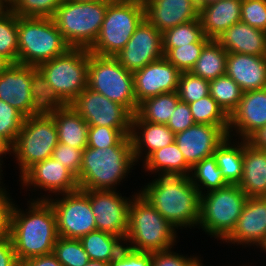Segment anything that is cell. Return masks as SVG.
<instances>
[{"instance_id": "1", "label": "cell", "mask_w": 266, "mask_h": 266, "mask_svg": "<svg viewBox=\"0 0 266 266\" xmlns=\"http://www.w3.org/2000/svg\"><path fill=\"white\" fill-rule=\"evenodd\" d=\"M144 183L139 193L176 230L197 228L200 219L201 194L186 175H155Z\"/></svg>"}, {"instance_id": "2", "label": "cell", "mask_w": 266, "mask_h": 266, "mask_svg": "<svg viewBox=\"0 0 266 266\" xmlns=\"http://www.w3.org/2000/svg\"><path fill=\"white\" fill-rule=\"evenodd\" d=\"M27 209L14 205L10 237L20 262L53 252L58 239L56 215L47 200H28Z\"/></svg>"}, {"instance_id": "3", "label": "cell", "mask_w": 266, "mask_h": 266, "mask_svg": "<svg viewBox=\"0 0 266 266\" xmlns=\"http://www.w3.org/2000/svg\"><path fill=\"white\" fill-rule=\"evenodd\" d=\"M89 50L69 48L65 53L39 64V93L43 104L68 105L86 87Z\"/></svg>"}, {"instance_id": "4", "label": "cell", "mask_w": 266, "mask_h": 266, "mask_svg": "<svg viewBox=\"0 0 266 266\" xmlns=\"http://www.w3.org/2000/svg\"><path fill=\"white\" fill-rule=\"evenodd\" d=\"M136 165L132 146L86 147L77 177L79 189L117 190Z\"/></svg>"}, {"instance_id": "5", "label": "cell", "mask_w": 266, "mask_h": 266, "mask_svg": "<svg viewBox=\"0 0 266 266\" xmlns=\"http://www.w3.org/2000/svg\"><path fill=\"white\" fill-rule=\"evenodd\" d=\"M177 231L139 192L132 198L124 240L127 248L145 253L175 248L180 238Z\"/></svg>"}, {"instance_id": "6", "label": "cell", "mask_w": 266, "mask_h": 266, "mask_svg": "<svg viewBox=\"0 0 266 266\" xmlns=\"http://www.w3.org/2000/svg\"><path fill=\"white\" fill-rule=\"evenodd\" d=\"M109 1L63 0L52 20L72 48L90 49L97 40Z\"/></svg>"}, {"instance_id": "7", "label": "cell", "mask_w": 266, "mask_h": 266, "mask_svg": "<svg viewBox=\"0 0 266 266\" xmlns=\"http://www.w3.org/2000/svg\"><path fill=\"white\" fill-rule=\"evenodd\" d=\"M69 48L52 18L18 16V64L37 67Z\"/></svg>"}, {"instance_id": "8", "label": "cell", "mask_w": 266, "mask_h": 266, "mask_svg": "<svg viewBox=\"0 0 266 266\" xmlns=\"http://www.w3.org/2000/svg\"><path fill=\"white\" fill-rule=\"evenodd\" d=\"M247 198L238 185L203 193L197 228L223 242L234 230Z\"/></svg>"}, {"instance_id": "9", "label": "cell", "mask_w": 266, "mask_h": 266, "mask_svg": "<svg viewBox=\"0 0 266 266\" xmlns=\"http://www.w3.org/2000/svg\"><path fill=\"white\" fill-rule=\"evenodd\" d=\"M143 19L142 0H109L99 36L89 52L114 57L126 46Z\"/></svg>"}, {"instance_id": "10", "label": "cell", "mask_w": 266, "mask_h": 266, "mask_svg": "<svg viewBox=\"0 0 266 266\" xmlns=\"http://www.w3.org/2000/svg\"><path fill=\"white\" fill-rule=\"evenodd\" d=\"M57 144L56 125L46 110L25 118L11 154L17 162L19 178L34 164L52 157Z\"/></svg>"}, {"instance_id": "11", "label": "cell", "mask_w": 266, "mask_h": 266, "mask_svg": "<svg viewBox=\"0 0 266 266\" xmlns=\"http://www.w3.org/2000/svg\"><path fill=\"white\" fill-rule=\"evenodd\" d=\"M87 87L109 100L125 106L133 115L138 103L134 93V76L113 56L89 52Z\"/></svg>"}, {"instance_id": "12", "label": "cell", "mask_w": 266, "mask_h": 266, "mask_svg": "<svg viewBox=\"0 0 266 266\" xmlns=\"http://www.w3.org/2000/svg\"><path fill=\"white\" fill-rule=\"evenodd\" d=\"M0 99L18 110L25 118L43 112L35 66L11 64L0 75Z\"/></svg>"}, {"instance_id": "13", "label": "cell", "mask_w": 266, "mask_h": 266, "mask_svg": "<svg viewBox=\"0 0 266 266\" xmlns=\"http://www.w3.org/2000/svg\"><path fill=\"white\" fill-rule=\"evenodd\" d=\"M54 197L47 201L56 215L58 237L80 239L97 230L90 198L84 190L78 189Z\"/></svg>"}, {"instance_id": "14", "label": "cell", "mask_w": 266, "mask_h": 266, "mask_svg": "<svg viewBox=\"0 0 266 266\" xmlns=\"http://www.w3.org/2000/svg\"><path fill=\"white\" fill-rule=\"evenodd\" d=\"M70 105L89 126H102L122 130L131 135L133 114L123 105L109 100L86 87Z\"/></svg>"}, {"instance_id": "15", "label": "cell", "mask_w": 266, "mask_h": 266, "mask_svg": "<svg viewBox=\"0 0 266 266\" xmlns=\"http://www.w3.org/2000/svg\"><path fill=\"white\" fill-rule=\"evenodd\" d=\"M19 179L18 181L23 187L21 189L32 190L31 197L33 196L32 192L37 190L38 193L42 192L38 194V196L41 194L40 197L36 198L35 193L34 198H30V200H48L54 195L70 193L79 189L77 177L52 157L34 164Z\"/></svg>"}, {"instance_id": "16", "label": "cell", "mask_w": 266, "mask_h": 266, "mask_svg": "<svg viewBox=\"0 0 266 266\" xmlns=\"http://www.w3.org/2000/svg\"><path fill=\"white\" fill-rule=\"evenodd\" d=\"M84 191L89 195L97 230L124 241L128 232L131 200L139 190L130 197L122 196L118 190Z\"/></svg>"}, {"instance_id": "17", "label": "cell", "mask_w": 266, "mask_h": 266, "mask_svg": "<svg viewBox=\"0 0 266 266\" xmlns=\"http://www.w3.org/2000/svg\"><path fill=\"white\" fill-rule=\"evenodd\" d=\"M164 57L163 33L145 18L137 26L126 46L114 58L132 73Z\"/></svg>"}, {"instance_id": "18", "label": "cell", "mask_w": 266, "mask_h": 266, "mask_svg": "<svg viewBox=\"0 0 266 266\" xmlns=\"http://www.w3.org/2000/svg\"><path fill=\"white\" fill-rule=\"evenodd\" d=\"M228 137V126L195 124L175 134V143L192 168L196 163L214 154Z\"/></svg>"}, {"instance_id": "19", "label": "cell", "mask_w": 266, "mask_h": 266, "mask_svg": "<svg viewBox=\"0 0 266 266\" xmlns=\"http://www.w3.org/2000/svg\"><path fill=\"white\" fill-rule=\"evenodd\" d=\"M222 243L259 250L266 245V197L247 198L234 230Z\"/></svg>"}, {"instance_id": "20", "label": "cell", "mask_w": 266, "mask_h": 266, "mask_svg": "<svg viewBox=\"0 0 266 266\" xmlns=\"http://www.w3.org/2000/svg\"><path fill=\"white\" fill-rule=\"evenodd\" d=\"M181 72L165 57L133 73L137 103L163 93L176 92Z\"/></svg>"}, {"instance_id": "21", "label": "cell", "mask_w": 266, "mask_h": 266, "mask_svg": "<svg viewBox=\"0 0 266 266\" xmlns=\"http://www.w3.org/2000/svg\"><path fill=\"white\" fill-rule=\"evenodd\" d=\"M266 125V88L245 91L229 116L228 136L247 140Z\"/></svg>"}, {"instance_id": "22", "label": "cell", "mask_w": 266, "mask_h": 266, "mask_svg": "<svg viewBox=\"0 0 266 266\" xmlns=\"http://www.w3.org/2000/svg\"><path fill=\"white\" fill-rule=\"evenodd\" d=\"M144 18L161 33L177 25L198 19L196 0H142Z\"/></svg>"}, {"instance_id": "23", "label": "cell", "mask_w": 266, "mask_h": 266, "mask_svg": "<svg viewBox=\"0 0 266 266\" xmlns=\"http://www.w3.org/2000/svg\"><path fill=\"white\" fill-rule=\"evenodd\" d=\"M227 76L232 78L243 92L266 88V56L228 53Z\"/></svg>"}, {"instance_id": "24", "label": "cell", "mask_w": 266, "mask_h": 266, "mask_svg": "<svg viewBox=\"0 0 266 266\" xmlns=\"http://www.w3.org/2000/svg\"><path fill=\"white\" fill-rule=\"evenodd\" d=\"M130 137L133 155L139 166V163L151 153L175 141V134L167 124H154L147 121H132Z\"/></svg>"}, {"instance_id": "25", "label": "cell", "mask_w": 266, "mask_h": 266, "mask_svg": "<svg viewBox=\"0 0 266 266\" xmlns=\"http://www.w3.org/2000/svg\"><path fill=\"white\" fill-rule=\"evenodd\" d=\"M45 110L54 119L59 143L81 150L87 147L89 125L70 105H49Z\"/></svg>"}, {"instance_id": "26", "label": "cell", "mask_w": 266, "mask_h": 266, "mask_svg": "<svg viewBox=\"0 0 266 266\" xmlns=\"http://www.w3.org/2000/svg\"><path fill=\"white\" fill-rule=\"evenodd\" d=\"M216 40L228 53L266 56V32L242 21L233 24Z\"/></svg>"}, {"instance_id": "27", "label": "cell", "mask_w": 266, "mask_h": 266, "mask_svg": "<svg viewBox=\"0 0 266 266\" xmlns=\"http://www.w3.org/2000/svg\"><path fill=\"white\" fill-rule=\"evenodd\" d=\"M238 186L248 198L266 197V150L243 140V175Z\"/></svg>"}, {"instance_id": "28", "label": "cell", "mask_w": 266, "mask_h": 266, "mask_svg": "<svg viewBox=\"0 0 266 266\" xmlns=\"http://www.w3.org/2000/svg\"><path fill=\"white\" fill-rule=\"evenodd\" d=\"M204 36L216 40L233 24L241 21V0H220L199 9Z\"/></svg>"}, {"instance_id": "29", "label": "cell", "mask_w": 266, "mask_h": 266, "mask_svg": "<svg viewBox=\"0 0 266 266\" xmlns=\"http://www.w3.org/2000/svg\"><path fill=\"white\" fill-rule=\"evenodd\" d=\"M142 164L141 168L151 176L152 174L154 176L157 174L189 176L191 172V167L186 163L184 155L175 142L154 151Z\"/></svg>"}, {"instance_id": "30", "label": "cell", "mask_w": 266, "mask_h": 266, "mask_svg": "<svg viewBox=\"0 0 266 266\" xmlns=\"http://www.w3.org/2000/svg\"><path fill=\"white\" fill-rule=\"evenodd\" d=\"M213 155L225 181L238 185L243 175V140L228 136Z\"/></svg>"}, {"instance_id": "31", "label": "cell", "mask_w": 266, "mask_h": 266, "mask_svg": "<svg viewBox=\"0 0 266 266\" xmlns=\"http://www.w3.org/2000/svg\"><path fill=\"white\" fill-rule=\"evenodd\" d=\"M179 100L177 92L163 93L147 98L139 103L132 121L167 124Z\"/></svg>"}, {"instance_id": "32", "label": "cell", "mask_w": 266, "mask_h": 266, "mask_svg": "<svg viewBox=\"0 0 266 266\" xmlns=\"http://www.w3.org/2000/svg\"><path fill=\"white\" fill-rule=\"evenodd\" d=\"M228 52L217 40L210 39L201 50L191 73L211 81L226 73Z\"/></svg>"}, {"instance_id": "33", "label": "cell", "mask_w": 266, "mask_h": 266, "mask_svg": "<svg viewBox=\"0 0 266 266\" xmlns=\"http://www.w3.org/2000/svg\"><path fill=\"white\" fill-rule=\"evenodd\" d=\"M89 260L109 263L125 247V242L103 231H93L79 239Z\"/></svg>"}, {"instance_id": "34", "label": "cell", "mask_w": 266, "mask_h": 266, "mask_svg": "<svg viewBox=\"0 0 266 266\" xmlns=\"http://www.w3.org/2000/svg\"><path fill=\"white\" fill-rule=\"evenodd\" d=\"M189 177L192 184L197 188L201 195L229 185L225 181L221 169L217 166L214 155L204 158L196 163L191 168Z\"/></svg>"}, {"instance_id": "35", "label": "cell", "mask_w": 266, "mask_h": 266, "mask_svg": "<svg viewBox=\"0 0 266 266\" xmlns=\"http://www.w3.org/2000/svg\"><path fill=\"white\" fill-rule=\"evenodd\" d=\"M209 94L230 116L241 101L243 91L232 78L225 74L209 81Z\"/></svg>"}, {"instance_id": "36", "label": "cell", "mask_w": 266, "mask_h": 266, "mask_svg": "<svg viewBox=\"0 0 266 266\" xmlns=\"http://www.w3.org/2000/svg\"><path fill=\"white\" fill-rule=\"evenodd\" d=\"M0 55L18 64V16L10 8L0 15Z\"/></svg>"}, {"instance_id": "37", "label": "cell", "mask_w": 266, "mask_h": 266, "mask_svg": "<svg viewBox=\"0 0 266 266\" xmlns=\"http://www.w3.org/2000/svg\"><path fill=\"white\" fill-rule=\"evenodd\" d=\"M204 36L202 27L198 19L189 21L163 33V53L164 56L172 49L179 46L196 43Z\"/></svg>"}, {"instance_id": "38", "label": "cell", "mask_w": 266, "mask_h": 266, "mask_svg": "<svg viewBox=\"0 0 266 266\" xmlns=\"http://www.w3.org/2000/svg\"><path fill=\"white\" fill-rule=\"evenodd\" d=\"M189 106L196 124L229 125V116L210 94L195 102L189 103Z\"/></svg>"}, {"instance_id": "39", "label": "cell", "mask_w": 266, "mask_h": 266, "mask_svg": "<svg viewBox=\"0 0 266 266\" xmlns=\"http://www.w3.org/2000/svg\"><path fill=\"white\" fill-rule=\"evenodd\" d=\"M52 253L63 266H85L90 261L79 239L58 237Z\"/></svg>"}, {"instance_id": "40", "label": "cell", "mask_w": 266, "mask_h": 266, "mask_svg": "<svg viewBox=\"0 0 266 266\" xmlns=\"http://www.w3.org/2000/svg\"><path fill=\"white\" fill-rule=\"evenodd\" d=\"M110 146H132L131 137L117 128L89 126L87 147L106 149Z\"/></svg>"}, {"instance_id": "41", "label": "cell", "mask_w": 266, "mask_h": 266, "mask_svg": "<svg viewBox=\"0 0 266 266\" xmlns=\"http://www.w3.org/2000/svg\"><path fill=\"white\" fill-rule=\"evenodd\" d=\"M209 40L203 36L196 43L172 48L164 57L180 72H190L199 58L201 50Z\"/></svg>"}, {"instance_id": "42", "label": "cell", "mask_w": 266, "mask_h": 266, "mask_svg": "<svg viewBox=\"0 0 266 266\" xmlns=\"http://www.w3.org/2000/svg\"><path fill=\"white\" fill-rule=\"evenodd\" d=\"M176 92L181 101L189 104L209 95V81L191 72H181Z\"/></svg>"}, {"instance_id": "43", "label": "cell", "mask_w": 266, "mask_h": 266, "mask_svg": "<svg viewBox=\"0 0 266 266\" xmlns=\"http://www.w3.org/2000/svg\"><path fill=\"white\" fill-rule=\"evenodd\" d=\"M63 0H16L9 8L20 17L52 18Z\"/></svg>"}, {"instance_id": "44", "label": "cell", "mask_w": 266, "mask_h": 266, "mask_svg": "<svg viewBox=\"0 0 266 266\" xmlns=\"http://www.w3.org/2000/svg\"><path fill=\"white\" fill-rule=\"evenodd\" d=\"M24 119L18 110L0 99V133L12 144L22 128Z\"/></svg>"}, {"instance_id": "45", "label": "cell", "mask_w": 266, "mask_h": 266, "mask_svg": "<svg viewBox=\"0 0 266 266\" xmlns=\"http://www.w3.org/2000/svg\"><path fill=\"white\" fill-rule=\"evenodd\" d=\"M241 21L266 32V0H241Z\"/></svg>"}, {"instance_id": "46", "label": "cell", "mask_w": 266, "mask_h": 266, "mask_svg": "<svg viewBox=\"0 0 266 266\" xmlns=\"http://www.w3.org/2000/svg\"><path fill=\"white\" fill-rule=\"evenodd\" d=\"M82 155L83 150L58 142L53 151L52 158L78 177L81 169Z\"/></svg>"}, {"instance_id": "47", "label": "cell", "mask_w": 266, "mask_h": 266, "mask_svg": "<svg viewBox=\"0 0 266 266\" xmlns=\"http://www.w3.org/2000/svg\"><path fill=\"white\" fill-rule=\"evenodd\" d=\"M172 249L152 253L151 266H191L200 255H184Z\"/></svg>"}, {"instance_id": "48", "label": "cell", "mask_w": 266, "mask_h": 266, "mask_svg": "<svg viewBox=\"0 0 266 266\" xmlns=\"http://www.w3.org/2000/svg\"><path fill=\"white\" fill-rule=\"evenodd\" d=\"M167 123V127L174 133L185 131L195 125L190 106L181 100L178 101L173 114Z\"/></svg>"}, {"instance_id": "49", "label": "cell", "mask_w": 266, "mask_h": 266, "mask_svg": "<svg viewBox=\"0 0 266 266\" xmlns=\"http://www.w3.org/2000/svg\"><path fill=\"white\" fill-rule=\"evenodd\" d=\"M152 253L139 252L127 248L109 262V266H151Z\"/></svg>"}, {"instance_id": "50", "label": "cell", "mask_w": 266, "mask_h": 266, "mask_svg": "<svg viewBox=\"0 0 266 266\" xmlns=\"http://www.w3.org/2000/svg\"><path fill=\"white\" fill-rule=\"evenodd\" d=\"M7 190L8 189L4 185L0 187V228H11V218L15 200L12 199L11 193Z\"/></svg>"}, {"instance_id": "51", "label": "cell", "mask_w": 266, "mask_h": 266, "mask_svg": "<svg viewBox=\"0 0 266 266\" xmlns=\"http://www.w3.org/2000/svg\"><path fill=\"white\" fill-rule=\"evenodd\" d=\"M0 266H20L11 237L0 242Z\"/></svg>"}, {"instance_id": "52", "label": "cell", "mask_w": 266, "mask_h": 266, "mask_svg": "<svg viewBox=\"0 0 266 266\" xmlns=\"http://www.w3.org/2000/svg\"><path fill=\"white\" fill-rule=\"evenodd\" d=\"M20 266H63L53 255H42L20 262Z\"/></svg>"}, {"instance_id": "53", "label": "cell", "mask_w": 266, "mask_h": 266, "mask_svg": "<svg viewBox=\"0 0 266 266\" xmlns=\"http://www.w3.org/2000/svg\"><path fill=\"white\" fill-rule=\"evenodd\" d=\"M247 141L254 147L266 150V125L252 134Z\"/></svg>"}, {"instance_id": "54", "label": "cell", "mask_w": 266, "mask_h": 266, "mask_svg": "<svg viewBox=\"0 0 266 266\" xmlns=\"http://www.w3.org/2000/svg\"><path fill=\"white\" fill-rule=\"evenodd\" d=\"M13 144L0 133V170L3 172L2 167L4 163L3 158L7 156V154H12Z\"/></svg>"}, {"instance_id": "55", "label": "cell", "mask_w": 266, "mask_h": 266, "mask_svg": "<svg viewBox=\"0 0 266 266\" xmlns=\"http://www.w3.org/2000/svg\"><path fill=\"white\" fill-rule=\"evenodd\" d=\"M11 65V63L0 55V75Z\"/></svg>"}, {"instance_id": "56", "label": "cell", "mask_w": 266, "mask_h": 266, "mask_svg": "<svg viewBox=\"0 0 266 266\" xmlns=\"http://www.w3.org/2000/svg\"><path fill=\"white\" fill-rule=\"evenodd\" d=\"M217 1L220 0H196L199 9L202 7H206L210 4L216 3Z\"/></svg>"}, {"instance_id": "57", "label": "cell", "mask_w": 266, "mask_h": 266, "mask_svg": "<svg viewBox=\"0 0 266 266\" xmlns=\"http://www.w3.org/2000/svg\"><path fill=\"white\" fill-rule=\"evenodd\" d=\"M10 233H11V228H0V242L4 238L10 237Z\"/></svg>"}, {"instance_id": "58", "label": "cell", "mask_w": 266, "mask_h": 266, "mask_svg": "<svg viewBox=\"0 0 266 266\" xmlns=\"http://www.w3.org/2000/svg\"><path fill=\"white\" fill-rule=\"evenodd\" d=\"M85 266H109V263L90 260Z\"/></svg>"}, {"instance_id": "59", "label": "cell", "mask_w": 266, "mask_h": 266, "mask_svg": "<svg viewBox=\"0 0 266 266\" xmlns=\"http://www.w3.org/2000/svg\"><path fill=\"white\" fill-rule=\"evenodd\" d=\"M9 7L2 1L0 0V15L3 14Z\"/></svg>"}, {"instance_id": "60", "label": "cell", "mask_w": 266, "mask_h": 266, "mask_svg": "<svg viewBox=\"0 0 266 266\" xmlns=\"http://www.w3.org/2000/svg\"><path fill=\"white\" fill-rule=\"evenodd\" d=\"M201 259L203 258L199 257L191 266H205Z\"/></svg>"}, {"instance_id": "61", "label": "cell", "mask_w": 266, "mask_h": 266, "mask_svg": "<svg viewBox=\"0 0 266 266\" xmlns=\"http://www.w3.org/2000/svg\"><path fill=\"white\" fill-rule=\"evenodd\" d=\"M72 2H99V1H109V0H66Z\"/></svg>"}, {"instance_id": "62", "label": "cell", "mask_w": 266, "mask_h": 266, "mask_svg": "<svg viewBox=\"0 0 266 266\" xmlns=\"http://www.w3.org/2000/svg\"><path fill=\"white\" fill-rule=\"evenodd\" d=\"M8 7H10L16 0H2Z\"/></svg>"}, {"instance_id": "63", "label": "cell", "mask_w": 266, "mask_h": 266, "mask_svg": "<svg viewBox=\"0 0 266 266\" xmlns=\"http://www.w3.org/2000/svg\"><path fill=\"white\" fill-rule=\"evenodd\" d=\"M2 176H3V173H2V171L0 170V187L3 186V185H5V184L3 183V182H4V181H3L4 178H3Z\"/></svg>"}, {"instance_id": "64", "label": "cell", "mask_w": 266, "mask_h": 266, "mask_svg": "<svg viewBox=\"0 0 266 266\" xmlns=\"http://www.w3.org/2000/svg\"><path fill=\"white\" fill-rule=\"evenodd\" d=\"M261 254L266 253V245L260 250Z\"/></svg>"}]
</instances>
